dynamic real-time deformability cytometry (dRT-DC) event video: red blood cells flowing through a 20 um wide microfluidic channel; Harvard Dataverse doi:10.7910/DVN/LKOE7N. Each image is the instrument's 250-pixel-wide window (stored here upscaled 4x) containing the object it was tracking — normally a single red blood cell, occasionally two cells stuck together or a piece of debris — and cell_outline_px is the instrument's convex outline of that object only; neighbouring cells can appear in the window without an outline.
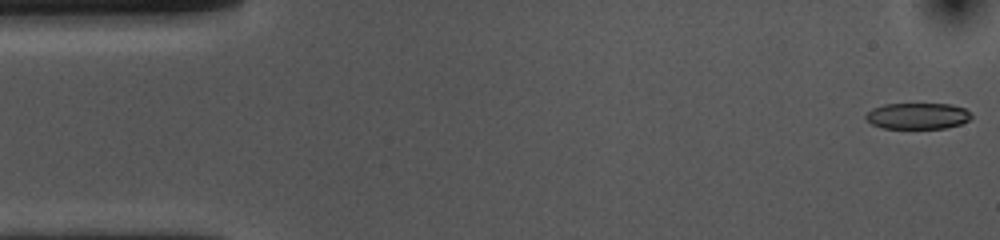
{"species": "common noctule bat (a hibernating species)", "species_latin": "Nyctalus noctula", "temperature_condition": "cold", "stored_images_in_passage": 54, "camera_frame_rate_fps": 3000, "um_per_image_px": 0.085, "animal": {"sex": "female", "body_mass_g": 10.0, "forearm_length_mm": 53.1}, "frame": {"image": 1, "passage_image": 1, "time_ms": 0.0, "image_size_px": [1000, 240], "cell_outline_px": [[972, 116], [968, 120], [960, 124], [948, 128], [884, 128], [872, 124], [864, 116], [872, 108], [884, 104], [948, 104], [964, 108]], "centroid_in_image_um": [77.98, 9.86], "position_along_channel_um": 7.0, "area_um2": 15.95}}
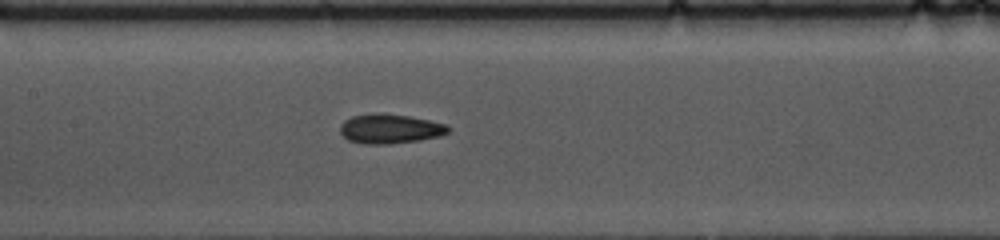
{"frame": {"image": 2, "passage_image": 24, "time_ms": 7.667, "image_size_px": [1000, 240], "cell_outline_px": [[448, 132], [440, 136], [420, 140], [388, 144], [364, 144], [348, 140], [340, 132], [340, 124], [344, 120], [352, 116], [380, 112], [408, 116], [448, 124]], "centroid_in_image_um": [33.13, 10.94], "position_along_channel_um": 174.3, "area_um2": 18.61}}
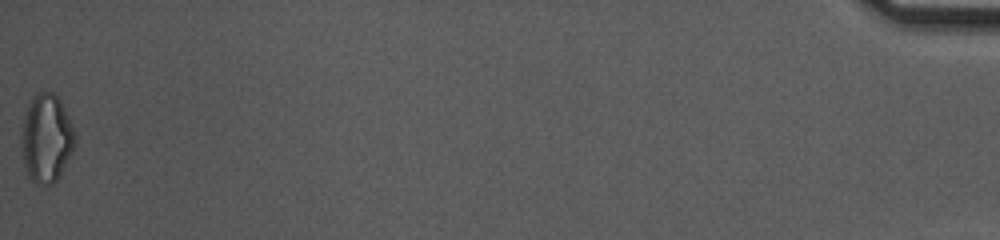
{"frame": {"image": 3, "passage_image": 54, "time_ms": 17.667, "image_size_px": [1000, 240], "cell_outline_px": [[76, 144], [60, 176], [52, 184], [36, 184], [28, 176], [24, 164], [20, 144], [24, 120], [28, 104], [32, 96], [36, 92], [52, 92], [60, 100], [76, 132]], "centroid_in_image_um": [3.95, 11.76], "position_along_channel_um": 431.2, "area_um2": 27.69}, "authors_computed_cell_mechanics": {"area_um2": 18.0914, "velocity_mm_per_s": 3.637, "shape_relaxation_time_tau1_ms": 6.7249, "shape_relaxation_time_tau2_ms": 3.8093, "deformation_change_tau1": 0.1561, "deformation_change_tau2": 0.1098}}